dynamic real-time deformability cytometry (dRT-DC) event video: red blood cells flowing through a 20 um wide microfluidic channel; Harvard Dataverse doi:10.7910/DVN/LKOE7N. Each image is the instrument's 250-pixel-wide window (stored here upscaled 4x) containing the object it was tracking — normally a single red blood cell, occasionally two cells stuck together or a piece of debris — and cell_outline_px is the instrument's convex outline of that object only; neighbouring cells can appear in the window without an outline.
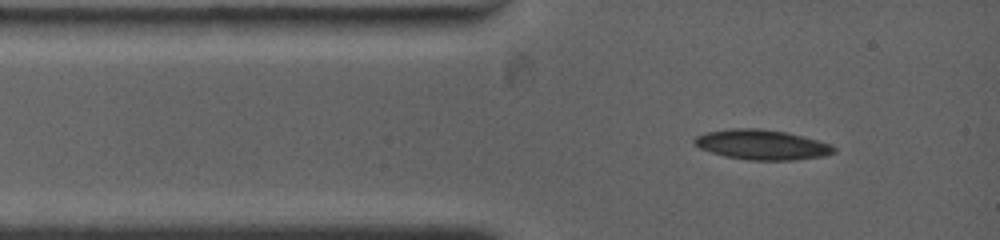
{"species": "common noctule bat (a hibernating species)", "species_latin": "Nyctalus noctula", "temperature_condition": "warm", "stored_images_in_passage": 87, "camera_frame_rate_fps": 4500, "um_per_image_px": 0.085, "animal": {"sex": "female", "body_mass_g": 19.0, "forearm_length_mm": 53.3}, "frame": {"image": 1, "passage_image": 1, "time_ms": 0.0, "image_size_px": [1000, 240], "cell_outline_px": [[836, 152], [824, 156], [796, 160], [748, 160], [724, 156], [700, 148], [692, 144], [692, 140], [696, 136], [708, 132], [732, 128], [760, 128], [784, 132], [832, 144], [836, 148]], "centroid_in_image_um": [64.75, 12.3], "position_along_channel_um": 20.2, "area_um2": 24.33}}
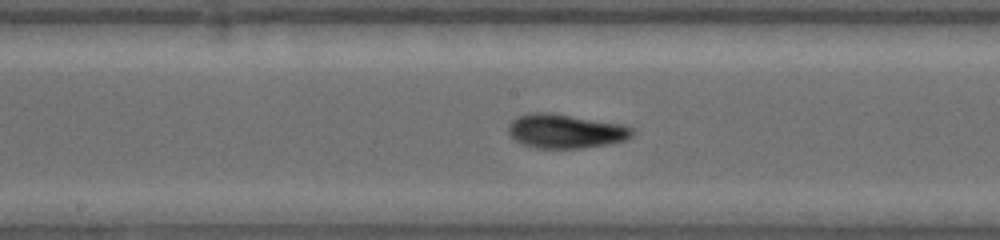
{"frame": {"image": 2, "passage_image": 31, "time_ms": 5.111, "image_size_px": [1000, 240], "cell_outline_px": [[636, 132], [632, 136], [624, 140], [608, 144], [584, 148], [532, 148], [520, 144], [508, 132], [508, 124], [516, 116], [532, 112], [552, 112], [624, 124], [632, 128]], "centroid_in_image_um": [48.06, 11.14], "position_along_channel_um": 200.1, "area_um2": 25.09}}
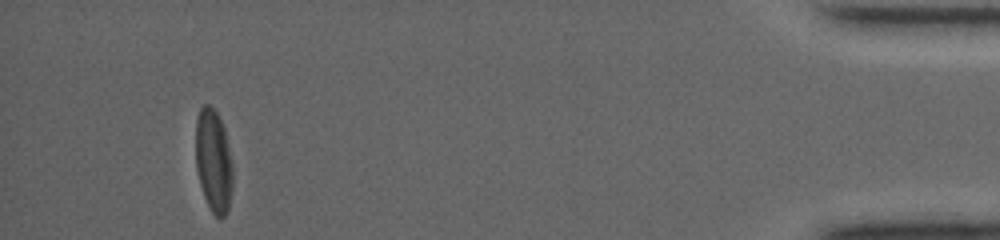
{"frame": {"image": 3, "passage_image": 87, "time_ms": 13.333, "image_size_px": [1000, 240], "cell_outline_px": [[232, 188], [228, 212], [224, 216], [216, 216], [212, 212], [204, 196], [200, 184], [196, 168], [196, 120], [200, 108], [204, 104], [208, 104], [216, 112], [224, 128], [232, 164]], "centroid_in_image_um": [18.14, 13.68], "position_along_channel_um": 417.1, "area_um2": 22.02}, "authors_computed_cell_mechanics": {"area_um2": 23.8714, "velocity_mm_per_s": 3.8354, "shape_relaxation_time_tau1_ms": 4.1782, "shape_relaxation_time_tau2_ms": 2.9753, "deformation_change_tau1": 0.1454, "deformation_change_tau2": 0.0918}}